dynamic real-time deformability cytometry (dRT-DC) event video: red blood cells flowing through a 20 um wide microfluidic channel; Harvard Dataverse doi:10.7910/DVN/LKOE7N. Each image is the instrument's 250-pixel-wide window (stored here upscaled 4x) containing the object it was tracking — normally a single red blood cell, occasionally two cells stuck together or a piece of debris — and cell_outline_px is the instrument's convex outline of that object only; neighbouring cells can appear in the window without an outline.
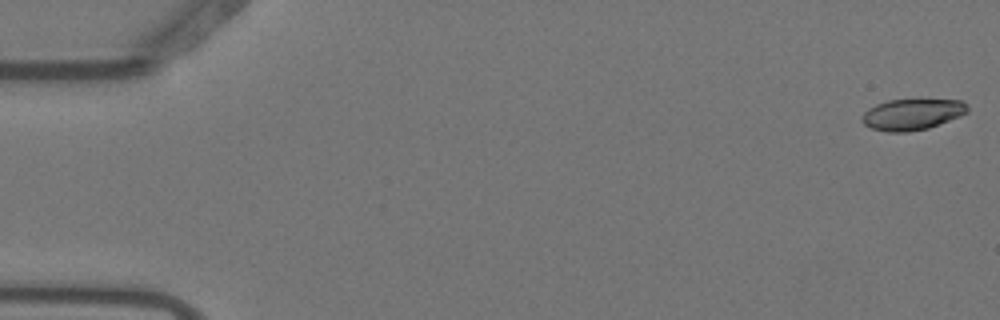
{"species": "Egyptian fruit bat (a non-hibernating species)", "species_latin": "Rousettus aegyptiacus", "temperature_condition": "warm", "stored_images_in_passage": 6, "segment_of_instrument_passage": [2, 2], "camera_frame_rate_fps": 3000, "um_per_image_px": 0.085, "animal": {"sex": "female"}, "frame": {"image": 1, "passage_image": 6, "time_ms": 1.667, "image_size_px": [1000, 320], "cell_outline_px": [[968, 112], [960, 116], [928, 128], [908, 132], [888, 132], [872, 128], [864, 124], [860, 120], [860, 116], [868, 108], [876, 104], [888, 100], [960, 100], [968, 104]], "centroid_in_image_um": [77.5, 9.72], "position_along_channel_um": 7.5, "area_um2": 19.13}}